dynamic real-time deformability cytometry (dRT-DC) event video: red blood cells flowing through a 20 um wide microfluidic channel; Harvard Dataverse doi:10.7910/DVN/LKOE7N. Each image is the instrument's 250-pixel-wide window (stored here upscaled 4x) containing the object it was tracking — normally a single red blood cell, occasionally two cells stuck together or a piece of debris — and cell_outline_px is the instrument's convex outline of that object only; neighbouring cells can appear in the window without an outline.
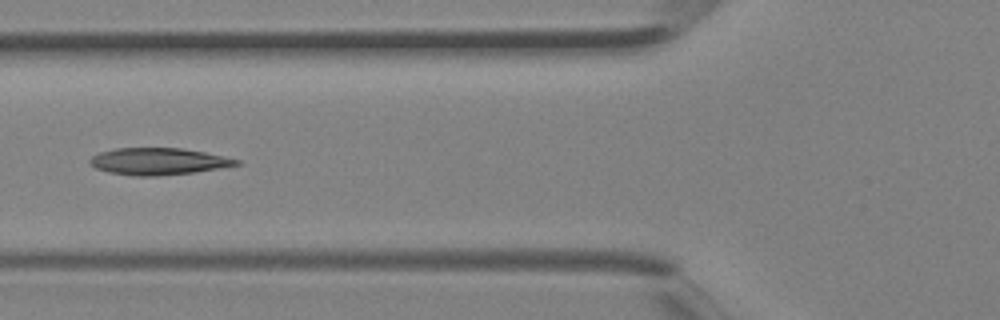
{"species": "Egyptian fruit bat (a non-hibernating species)", "species_latin": "Rousettus aegyptiacus", "temperature_condition": "room temperature", "stored_images_in_passage": 4, "camera_frame_rate_fps": 3000, "um_per_image_px": 0.085, "animal": {"sex": "female"}, "frame": {"image": 1, "passage_image": 4, "time_ms": 1.0, "image_size_px": [1000, 320], "cell_outline_px": [[244, 164], [220, 168], [192, 172], [156, 176], [136, 176], [108, 172], [96, 168], [88, 160], [92, 156], [100, 152], [116, 148], [180, 148], [204, 152], [224, 156], [240, 160]], "centroid_in_image_um": [13.48, 13.71], "position_along_channel_um": 112.3, "area_um2": 22.83}}